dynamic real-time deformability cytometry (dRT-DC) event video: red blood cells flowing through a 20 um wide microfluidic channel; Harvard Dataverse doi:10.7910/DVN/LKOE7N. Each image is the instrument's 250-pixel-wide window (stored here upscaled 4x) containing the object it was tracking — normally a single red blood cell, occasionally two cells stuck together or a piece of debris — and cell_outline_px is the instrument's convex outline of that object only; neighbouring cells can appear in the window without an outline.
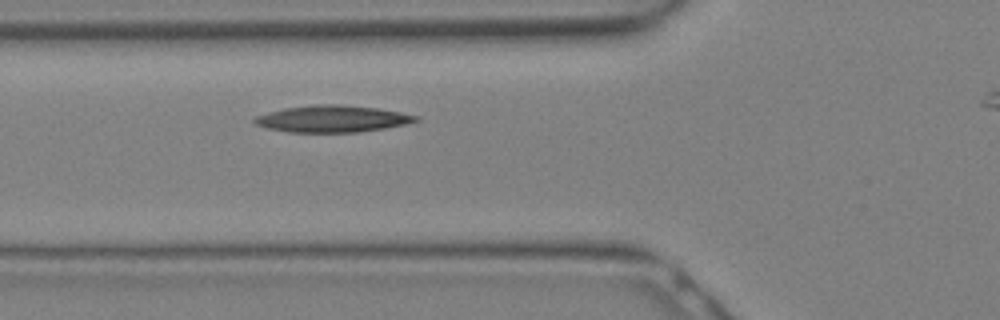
{"species": "Egyptian fruit bat (a non-hibernating species)", "species_latin": "Rousettus aegyptiacus", "temperature_condition": "warm", "stored_images_in_passage": 5, "camera_frame_rate_fps": 3000, "um_per_image_px": 0.085, "animal": {"sex": "female"}, "frame": {"image": 1, "passage_image": 5, "time_ms": 1.333, "image_size_px": [1000, 320], "cell_outline_px": [[420, 120], [404, 124], [384, 128], [360, 132], [288, 132], [268, 128], [256, 124], [252, 120], [256, 116], [268, 112], [284, 108], [316, 104], [340, 104], [380, 108], [420, 116]], "centroid_in_image_um": [28.26, 10.09], "position_along_channel_um": 97.5, "area_um2": 25.2}}